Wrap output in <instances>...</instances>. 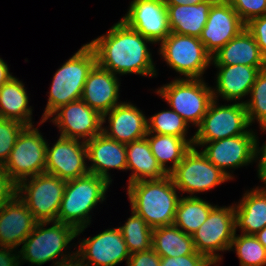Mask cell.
I'll list each match as a JSON object with an SVG mask.
<instances>
[{"label": "cell", "mask_w": 266, "mask_h": 266, "mask_svg": "<svg viewBox=\"0 0 266 266\" xmlns=\"http://www.w3.org/2000/svg\"><path fill=\"white\" fill-rule=\"evenodd\" d=\"M145 42L153 43L120 20L106 35L88 44L95 51L97 64L114 75L155 76L156 70Z\"/></svg>", "instance_id": "6da1fadb"}, {"label": "cell", "mask_w": 266, "mask_h": 266, "mask_svg": "<svg viewBox=\"0 0 266 266\" xmlns=\"http://www.w3.org/2000/svg\"><path fill=\"white\" fill-rule=\"evenodd\" d=\"M132 211L153 229L173 225L179 197L170 175L162 179L140 180L128 185Z\"/></svg>", "instance_id": "7a4b0ae2"}, {"label": "cell", "mask_w": 266, "mask_h": 266, "mask_svg": "<svg viewBox=\"0 0 266 266\" xmlns=\"http://www.w3.org/2000/svg\"><path fill=\"white\" fill-rule=\"evenodd\" d=\"M96 64L95 51L87 43L56 71L41 124L59 107L81 99L86 78Z\"/></svg>", "instance_id": "3957f363"}, {"label": "cell", "mask_w": 266, "mask_h": 266, "mask_svg": "<svg viewBox=\"0 0 266 266\" xmlns=\"http://www.w3.org/2000/svg\"><path fill=\"white\" fill-rule=\"evenodd\" d=\"M109 184L105 178L90 173L68 180L57 221L75 227L79 235L89 225L90 210L105 199Z\"/></svg>", "instance_id": "277c9868"}, {"label": "cell", "mask_w": 266, "mask_h": 266, "mask_svg": "<svg viewBox=\"0 0 266 266\" xmlns=\"http://www.w3.org/2000/svg\"><path fill=\"white\" fill-rule=\"evenodd\" d=\"M29 178L30 181L25 178L17 184V195L37 222L57 221L67 181L48 173Z\"/></svg>", "instance_id": "5b68a950"}, {"label": "cell", "mask_w": 266, "mask_h": 266, "mask_svg": "<svg viewBox=\"0 0 266 266\" xmlns=\"http://www.w3.org/2000/svg\"><path fill=\"white\" fill-rule=\"evenodd\" d=\"M213 89L201 78L175 79L161 87L160 94L186 122L199 126L213 99Z\"/></svg>", "instance_id": "8992f818"}, {"label": "cell", "mask_w": 266, "mask_h": 266, "mask_svg": "<svg viewBox=\"0 0 266 266\" xmlns=\"http://www.w3.org/2000/svg\"><path fill=\"white\" fill-rule=\"evenodd\" d=\"M25 126L18 135L2 168L18 184L25 178L45 173L46 141L37 128Z\"/></svg>", "instance_id": "52a82bcc"}, {"label": "cell", "mask_w": 266, "mask_h": 266, "mask_svg": "<svg viewBox=\"0 0 266 266\" xmlns=\"http://www.w3.org/2000/svg\"><path fill=\"white\" fill-rule=\"evenodd\" d=\"M160 54L167 64L186 78H200L212 61L199 37L171 32L162 42Z\"/></svg>", "instance_id": "ba28073f"}, {"label": "cell", "mask_w": 266, "mask_h": 266, "mask_svg": "<svg viewBox=\"0 0 266 266\" xmlns=\"http://www.w3.org/2000/svg\"><path fill=\"white\" fill-rule=\"evenodd\" d=\"M213 100L194 134L193 146L246 134L250 123L245 103L217 106ZM246 129V130H245Z\"/></svg>", "instance_id": "9c48e42d"}, {"label": "cell", "mask_w": 266, "mask_h": 266, "mask_svg": "<svg viewBox=\"0 0 266 266\" xmlns=\"http://www.w3.org/2000/svg\"><path fill=\"white\" fill-rule=\"evenodd\" d=\"M51 222H37L31 234L22 243L20 257L37 266L62 256V250L76 236L77 229L71 225L53 221V226L43 228Z\"/></svg>", "instance_id": "30bf717a"}, {"label": "cell", "mask_w": 266, "mask_h": 266, "mask_svg": "<svg viewBox=\"0 0 266 266\" xmlns=\"http://www.w3.org/2000/svg\"><path fill=\"white\" fill-rule=\"evenodd\" d=\"M235 232L234 206L226 208L216 205L205 222L192 234L195 250L216 264L221 256L215 251L230 250Z\"/></svg>", "instance_id": "8fae6325"}, {"label": "cell", "mask_w": 266, "mask_h": 266, "mask_svg": "<svg viewBox=\"0 0 266 266\" xmlns=\"http://www.w3.org/2000/svg\"><path fill=\"white\" fill-rule=\"evenodd\" d=\"M177 190L203 192L230 178L212 164L208 158L194 146L184 155L183 160L169 174Z\"/></svg>", "instance_id": "7c38bea8"}, {"label": "cell", "mask_w": 266, "mask_h": 266, "mask_svg": "<svg viewBox=\"0 0 266 266\" xmlns=\"http://www.w3.org/2000/svg\"><path fill=\"white\" fill-rule=\"evenodd\" d=\"M48 146L46 147L45 173L66 181L89 174L85 163L87 159L85 140L79 142L78 139L60 136L53 147Z\"/></svg>", "instance_id": "4fadbf2b"}, {"label": "cell", "mask_w": 266, "mask_h": 266, "mask_svg": "<svg viewBox=\"0 0 266 266\" xmlns=\"http://www.w3.org/2000/svg\"><path fill=\"white\" fill-rule=\"evenodd\" d=\"M245 28L246 24L230 4L224 0H216L210 7L199 39L213 55Z\"/></svg>", "instance_id": "5bb4252c"}, {"label": "cell", "mask_w": 266, "mask_h": 266, "mask_svg": "<svg viewBox=\"0 0 266 266\" xmlns=\"http://www.w3.org/2000/svg\"><path fill=\"white\" fill-rule=\"evenodd\" d=\"M208 143L209 146H206L202 153L230 179L232 176L226 171V167L238 168L248 165L257 157V137L250 130L246 134L206 142L204 145Z\"/></svg>", "instance_id": "9a60e30c"}, {"label": "cell", "mask_w": 266, "mask_h": 266, "mask_svg": "<svg viewBox=\"0 0 266 266\" xmlns=\"http://www.w3.org/2000/svg\"><path fill=\"white\" fill-rule=\"evenodd\" d=\"M121 20L154 43L171 33L164 0H133Z\"/></svg>", "instance_id": "2e32d148"}, {"label": "cell", "mask_w": 266, "mask_h": 266, "mask_svg": "<svg viewBox=\"0 0 266 266\" xmlns=\"http://www.w3.org/2000/svg\"><path fill=\"white\" fill-rule=\"evenodd\" d=\"M54 113L57 115L52 121L58 125L61 137L88 141L102 133V115L81 99L59 107Z\"/></svg>", "instance_id": "e0dca14e"}, {"label": "cell", "mask_w": 266, "mask_h": 266, "mask_svg": "<svg viewBox=\"0 0 266 266\" xmlns=\"http://www.w3.org/2000/svg\"><path fill=\"white\" fill-rule=\"evenodd\" d=\"M130 255L119 228H110L92 238L84 239L76 252L84 266H115L124 259L128 263Z\"/></svg>", "instance_id": "ac0fdd59"}, {"label": "cell", "mask_w": 266, "mask_h": 266, "mask_svg": "<svg viewBox=\"0 0 266 266\" xmlns=\"http://www.w3.org/2000/svg\"><path fill=\"white\" fill-rule=\"evenodd\" d=\"M37 221L26 204L16 195L0 209V246H20L33 231Z\"/></svg>", "instance_id": "d6986e66"}, {"label": "cell", "mask_w": 266, "mask_h": 266, "mask_svg": "<svg viewBox=\"0 0 266 266\" xmlns=\"http://www.w3.org/2000/svg\"><path fill=\"white\" fill-rule=\"evenodd\" d=\"M109 115L110 132L102 128V133L117 142L130 143L146 137L147 121L144 114L130 103H120L102 116V123Z\"/></svg>", "instance_id": "ffe728a7"}, {"label": "cell", "mask_w": 266, "mask_h": 266, "mask_svg": "<svg viewBox=\"0 0 266 266\" xmlns=\"http://www.w3.org/2000/svg\"><path fill=\"white\" fill-rule=\"evenodd\" d=\"M119 85L116 75L96 64L86 78L81 100L103 116L120 104Z\"/></svg>", "instance_id": "44dd1931"}, {"label": "cell", "mask_w": 266, "mask_h": 266, "mask_svg": "<svg viewBox=\"0 0 266 266\" xmlns=\"http://www.w3.org/2000/svg\"><path fill=\"white\" fill-rule=\"evenodd\" d=\"M87 158L92 161L89 173L105 178L111 183L108 170H127L126 144L106 137L103 133L85 141Z\"/></svg>", "instance_id": "7402d4cb"}, {"label": "cell", "mask_w": 266, "mask_h": 266, "mask_svg": "<svg viewBox=\"0 0 266 266\" xmlns=\"http://www.w3.org/2000/svg\"><path fill=\"white\" fill-rule=\"evenodd\" d=\"M219 68L217 73V92L213 93L216 100L217 94L226 100H237L251 92V88L258 73L266 67H251L242 64L215 65Z\"/></svg>", "instance_id": "603a6c76"}, {"label": "cell", "mask_w": 266, "mask_h": 266, "mask_svg": "<svg viewBox=\"0 0 266 266\" xmlns=\"http://www.w3.org/2000/svg\"><path fill=\"white\" fill-rule=\"evenodd\" d=\"M212 60L214 65L242 64L251 67H266V60L259 46L246 28L213 54Z\"/></svg>", "instance_id": "cb8c5ba5"}, {"label": "cell", "mask_w": 266, "mask_h": 266, "mask_svg": "<svg viewBox=\"0 0 266 266\" xmlns=\"http://www.w3.org/2000/svg\"><path fill=\"white\" fill-rule=\"evenodd\" d=\"M215 1L204 0L195 5H166L171 32L199 37Z\"/></svg>", "instance_id": "d4e9b609"}, {"label": "cell", "mask_w": 266, "mask_h": 266, "mask_svg": "<svg viewBox=\"0 0 266 266\" xmlns=\"http://www.w3.org/2000/svg\"><path fill=\"white\" fill-rule=\"evenodd\" d=\"M244 195L234 206L235 228H241L245 235H255L266 227V188H256Z\"/></svg>", "instance_id": "484cf974"}, {"label": "cell", "mask_w": 266, "mask_h": 266, "mask_svg": "<svg viewBox=\"0 0 266 266\" xmlns=\"http://www.w3.org/2000/svg\"><path fill=\"white\" fill-rule=\"evenodd\" d=\"M127 170L133 169L129 184L140 180L162 179L168 174L157 163L146 137L126 144Z\"/></svg>", "instance_id": "4316f807"}, {"label": "cell", "mask_w": 266, "mask_h": 266, "mask_svg": "<svg viewBox=\"0 0 266 266\" xmlns=\"http://www.w3.org/2000/svg\"><path fill=\"white\" fill-rule=\"evenodd\" d=\"M0 118L16 120L26 126L32 125V109L28 107V96L21 81L12 77L0 86Z\"/></svg>", "instance_id": "83f0119b"}, {"label": "cell", "mask_w": 266, "mask_h": 266, "mask_svg": "<svg viewBox=\"0 0 266 266\" xmlns=\"http://www.w3.org/2000/svg\"><path fill=\"white\" fill-rule=\"evenodd\" d=\"M152 249L161 258H175L196 252L192 235L184 233L174 224L153 228Z\"/></svg>", "instance_id": "f1b7e54d"}, {"label": "cell", "mask_w": 266, "mask_h": 266, "mask_svg": "<svg viewBox=\"0 0 266 266\" xmlns=\"http://www.w3.org/2000/svg\"><path fill=\"white\" fill-rule=\"evenodd\" d=\"M146 135V139L151 148V152L155 156L157 163L168 175L183 160L184 155L192 148L194 136L190 140L176 137L173 135L155 134ZM168 161L173 162L171 167L165 165Z\"/></svg>", "instance_id": "f546056e"}, {"label": "cell", "mask_w": 266, "mask_h": 266, "mask_svg": "<svg viewBox=\"0 0 266 266\" xmlns=\"http://www.w3.org/2000/svg\"><path fill=\"white\" fill-rule=\"evenodd\" d=\"M215 206L197 196H188L179 199L176 208L174 225L189 235L196 232L207 219Z\"/></svg>", "instance_id": "4dcf8cb0"}, {"label": "cell", "mask_w": 266, "mask_h": 266, "mask_svg": "<svg viewBox=\"0 0 266 266\" xmlns=\"http://www.w3.org/2000/svg\"><path fill=\"white\" fill-rule=\"evenodd\" d=\"M124 226L119 227L130 254L152 249V228L132 211Z\"/></svg>", "instance_id": "1f68e13d"}, {"label": "cell", "mask_w": 266, "mask_h": 266, "mask_svg": "<svg viewBox=\"0 0 266 266\" xmlns=\"http://www.w3.org/2000/svg\"><path fill=\"white\" fill-rule=\"evenodd\" d=\"M234 234L230 250L235 246L240 266L266 265V249L254 235Z\"/></svg>", "instance_id": "d6a6232c"}, {"label": "cell", "mask_w": 266, "mask_h": 266, "mask_svg": "<svg viewBox=\"0 0 266 266\" xmlns=\"http://www.w3.org/2000/svg\"><path fill=\"white\" fill-rule=\"evenodd\" d=\"M150 121V123H149ZM147 121V134L173 135L186 139L187 122L174 110L162 111Z\"/></svg>", "instance_id": "836d02e7"}, {"label": "cell", "mask_w": 266, "mask_h": 266, "mask_svg": "<svg viewBox=\"0 0 266 266\" xmlns=\"http://www.w3.org/2000/svg\"><path fill=\"white\" fill-rule=\"evenodd\" d=\"M250 94L251 100L244 102L249 123L256 119L261 129L266 128V68L258 73Z\"/></svg>", "instance_id": "e575fe53"}, {"label": "cell", "mask_w": 266, "mask_h": 266, "mask_svg": "<svg viewBox=\"0 0 266 266\" xmlns=\"http://www.w3.org/2000/svg\"><path fill=\"white\" fill-rule=\"evenodd\" d=\"M25 126L16 120L0 118V166L9 158L16 139Z\"/></svg>", "instance_id": "d590c367"}, {"label": "cell", "mask_w": 266, "mask_h": 266, "mask_svg": "<svg viewBox=\"0 0 266 266\" xmlns=\"http://www.w3.org/2000/svg\"><path fill=\"white\" fill-rule=\"evenodd\" d=\"M246 24L251 19L266 15V0H224Z\"/></svg>", "instance_id": "8d00e7d4"}, {"label": "cell", "mask_w": 266, "mask_h": 266, "mask_svg": "<svg viewBox=\"0 0 266 266\" xmlns=\"http://www.w3.org/2000/svg\"><path fill=\"white\" fill-rule=\"evenodd\" d=\"M211 263L204 255L197 251L194 254L178 257H162L160 266H210Z\"/></svg>", "instance_id": "74e56055"}, {"label": "cell", "mask_w": 266, "mask_h": 266, "mask_svg": "<svg viewBox=\"0 0 266 266\" xmlns=\"http://www.w3.org/2000/svg\"><path fill=\"white\" fill-rule=\"evenodd\" d=\"M246 29L252 34L266 60V15L251 19L246 23Z\"/></svg>", "instance_id": "f35d334b"}, {"label": "cell", "mask_w": 266, "mask_h": 266, "mask_svg": "<svg viewBox=\"0 0 266 266\" xmlns=\"http://www.w3.org/2000/svg\"><path fill=\"white\" fill-rule=\"evenodd\" d=\"M17 195V183L0 166V209Z\"/></svg>", "instance_id": "ab89813d"}, {"label": "cell", "mask_w": 266, "mask_h": 266, "mask_svg": "<svg viewBox=\"0 0 266 266\" xmlns=\"http://www.w3.org/2000/svg\"><path fill=\"white\" fill-rule=\"evenodd\" d=\"M161 257L153 250L130 255L127 266H160Z\"/></svg>", "instance_id": "60d3db41"}, {"label": "cell", "mask_w": 266, "mask_h": 266, "mask_svg": "<svg viewBox=\"0 0 266 266\" xmlns=\"http://www.w3.org/2000/svg\"><path fill=\"white\" fill-rule=\"evenodd\" d=\"M13 248H7L0 246V266H19L21 263L19 261L20 255L11 254Z\"/></svg>", "instance_id": "b9f144b4"}, {"label": "cell", "mask_w": 266, "mask_h": 266, "mask_svg": "<svg viewBox=\"0 0 266 266\" xmlns=\"http://www.w3.org/2000/svg\"><path fill=\"white\" fill-rule=\"evenodd\" d=\"M262 129L266 131V128ZM259 153L261 154V158L258 164V176L266 184V144H264L260 150L258 144H256V156H258Z\"/></svg>", "instance_id": "7bdbcfd3"}, {"label": "cell", "mask_w": 266, "mask_h": 266, "mask_svg": "<svg viewBox=\"0 0 266 266\" xmlns=\"http://www.w3.org/2000/svg\"><path fill=\"white\" fill-rule=\"evenodd\" d=\"M74 255H65L61 261L55 263L56 266H84L79 259H77L76 253ZM67 256V257H66ZM69 258V259H68ZM74 260V261H73Z\"/></svg>", "instance_id": "ee69618b"}, {"label": "cell", "mask_w": 266, "mask_h": 266, "mask_svg": "<svg viewBox=\"0 0 266 266\" xmlns=\"http://www.w3.org/2000/svg\"><path fill=\"white\" fill-rule=\"evenodd\" d=\"M12 77L8 71L7 64L0 58V86L8 82Z\"/></svg>", "instance_id": "f6af8a7d"}, {"label": "cell", "mask_w": 266, "mask_h": 266, "mask_svg": "<svg viewBox=\"0 0 266 266\" xmlns=\"http://www.w3.org/2000/svg\"><path fill=\"white\" fill-rule=\"evenodd\" d=\"M203 1L204 0H164L166 5H195Z\"/></svg>", "instance_id": "bcb514c9"}, {"label": "cell", "mask_w": 266, "mask_h": 266, "mask_svg": "<svg viewBox=\"0 0 266 266\" xmlns=\"http://www.w3.org/2000/svg\"><path fill=\"white\" fill-rule=\"evenodd\" d=\"M254 236L258 239V241L266 249V227H264L262 230H260L259 232H257Z\"/></svg>", "instance_id": "7dc6e473"}]
</instances>
